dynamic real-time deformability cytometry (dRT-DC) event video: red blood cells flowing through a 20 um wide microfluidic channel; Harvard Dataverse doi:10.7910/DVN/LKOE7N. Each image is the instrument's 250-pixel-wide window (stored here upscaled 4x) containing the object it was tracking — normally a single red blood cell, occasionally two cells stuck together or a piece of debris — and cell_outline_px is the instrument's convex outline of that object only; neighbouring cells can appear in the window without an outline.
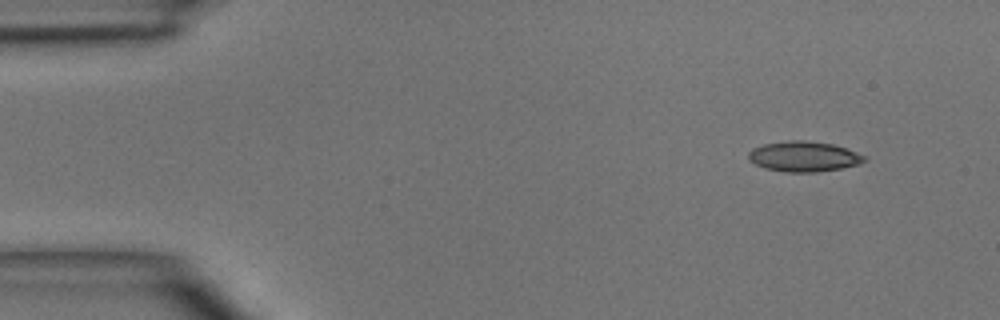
{"species": "common noctule bat (a hibernating species)", "species_latin": "Nyctalus noctula", "temperature_condition": "room temperature", "stored_images_in_passage": 3, "camera_frame_rate_fps": 3000, "um_per_image_px": 0.085, "animal": {"sex": "male", "body_mass_g": 15.6}, "frame": {"image": 1, "passage_image": 1, "time_ms": 0.0, "image_size_px": [1000, 320], "cell_outline_px": [[868, 160], [860, 164], [840, 168], [816, 172], [784, 172], [764, 168], [748, 160], [748, 152], [752, 148], [764, 144], [788, 140], [804, 140], [832, 144], [868, 156]], "centroid_in_image_um": [68.32, 13.3], "position_along_channel_um": 16.7, "area_um2": 20.58}}